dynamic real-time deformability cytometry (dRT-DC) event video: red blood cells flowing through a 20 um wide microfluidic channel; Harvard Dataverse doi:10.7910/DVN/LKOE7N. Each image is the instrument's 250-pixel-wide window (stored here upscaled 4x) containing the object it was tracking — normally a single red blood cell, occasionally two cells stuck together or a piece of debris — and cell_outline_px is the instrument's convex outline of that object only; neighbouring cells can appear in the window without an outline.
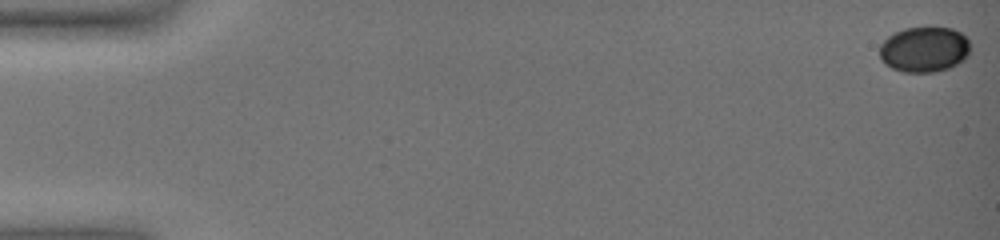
{"species": "common noctule bat (a hibernating species)", "species_latin": "Nyctalus noctula", "temperature_condition": "warm", "stored_images_in_passage": 61, "camera_frame_rate_fps": 3000, "um_per_image_px": 0.085, "animal": {"sex": "female", "body_mass_g": 19.0, "forearm_length_mm": 51.5}, "frame": {"image": 1, "passage_image": 1, "time_ms": 0.0, "image_size_px": [1000, 240], "cell_outline_px": [[968, 56], [964, 60], [948, 68], [936, 72], [904, 72], [892, 68], [884, 64], [880, 56], [880, 44], [888, 36], [904, 28], [952, 28], [960, 32], [968, 40]], "centroid_in_image_um": [78.54, 4.21], "position_along_channel_um": 6.5, "area_um2": 23.87}}
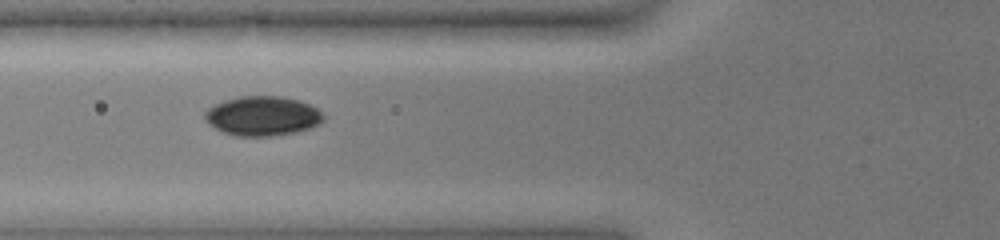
{"frame": {"image": 2, "passage_image": 26, "time_ms": 8.333, "image_size_px": [1000, 240], "cell_outline_px": [[324, 120], [320, 124], [296, 132], [276, 136], [232, 136], [208, 124], [204, 116], [204, 112], [208, 108], [224, 100], [240, 96], [280, 96], [296, 100], [308, 104], [324, 112]], "centroid_in_image_um": [22.31, 9.87], "position_along_channel_um": 103.5, "area_um2": 27.4}}
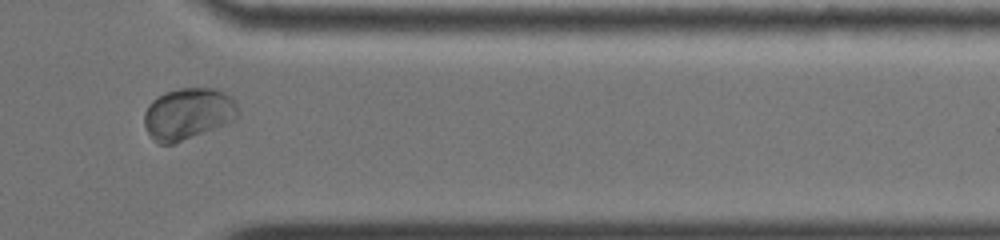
{"frame": {"image": 3, "passage_image": 53, "time_ms": 17.333, "image_size_px": [1000, 240], "cell_outline_px": [[240, 112], [236, 120], [228, 124], [176, 144], [156, 144], [152, 140], [144, 124], [144, 112], [148, 104], [152, 100], [164, 92], [180, 88], [216, 88], [232, 96], [236, 100], [240, 108]], "centroid_in_image_um": [16.02, 9.68], "position_along_channel_um": 395.4, "area_um2": 29.13}, "authors_computed_cell_mechanics": {"area_um2": 25.3742, "velocity_mm_per_s": 3.2497, "shape_relaxation_time_tau1_ms": 3.4241, "shape_relaxation_time_tau2_ms": 1.9517, "deformation_change_tau1": 0.0921, "deformation_change_tau2": 0.0228}}